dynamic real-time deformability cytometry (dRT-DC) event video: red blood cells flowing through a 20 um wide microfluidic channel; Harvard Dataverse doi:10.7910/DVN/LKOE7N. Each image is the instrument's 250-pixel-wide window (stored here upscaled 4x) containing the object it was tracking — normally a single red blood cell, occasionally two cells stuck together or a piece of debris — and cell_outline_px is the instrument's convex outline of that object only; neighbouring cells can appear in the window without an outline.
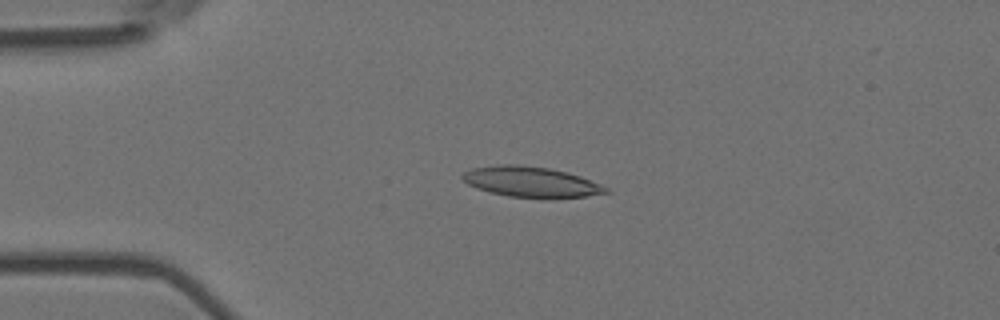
{"species": "Egyptian fruit bat (a non-hibernating species)", "species_latin": "Rousettus aegyptiacus", "temperature_condition": "room temperature", "stored_images_in_passage": 5, "camera_frame_rate_fps": 3000, "um_per_image_px": 0.085, "animal": {"sex": "female"}, "frame": {"image": 1, "passage_image": 4, "time_ms": 1.0, "image_size_px": [1000, 320], "cell_outline_px": [[612, 192], [588, 196], [508, 196], [488, 192], [476, 188], [468, 184], [460, 176], [464, 172], [472, 168], [500, 164], [516, 164], [548, 168], [568, 172], [580, 176], [600, 184], [608, 188]], "centroid_in_image_um": [45.1, 15.43], "position_along_channel_um": 39.9, "area_um2": 24.91}}